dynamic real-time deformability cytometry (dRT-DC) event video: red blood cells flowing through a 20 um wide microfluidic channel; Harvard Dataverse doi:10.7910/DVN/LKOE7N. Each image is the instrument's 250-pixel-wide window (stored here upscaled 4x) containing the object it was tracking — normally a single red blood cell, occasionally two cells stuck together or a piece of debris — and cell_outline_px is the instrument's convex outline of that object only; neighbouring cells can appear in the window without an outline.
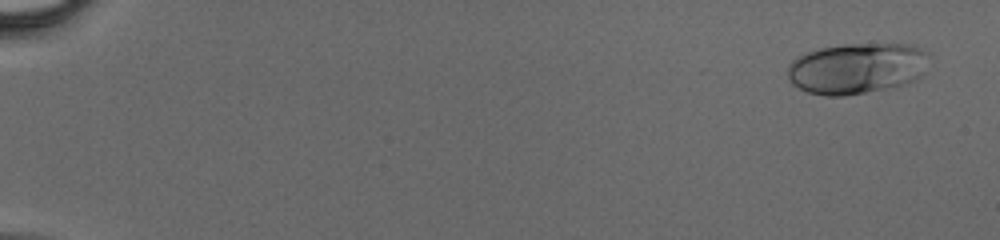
{"species": "human", "species_latin": "Homo sapiens", "temperature_condition": "cold", "stored_images_in_passage": 47, "camera_frame_rate_fps": 3000, "um_per_image_px": 0.085, "donor": {"sex": "male"}, "frame": {"image": 1, "passage_image": 3, "time_ms": 0.667, "image_size_px": [1000, 240], "cell_outline_px": [[924, 72], [920, 76], [912, 80], [900, 84], [864, 92], [844, 96], [824, 96], [808, 92], [792, 84], [788, 76], [788, 64], [792, 60], [804, 52], [820, 48], [844, 44], [908, 44], [924, 52]], "centroid_in_image_um": [72.71, 5.8], "position_along_channel_um": 12.3, "area_um2": 41.15}}
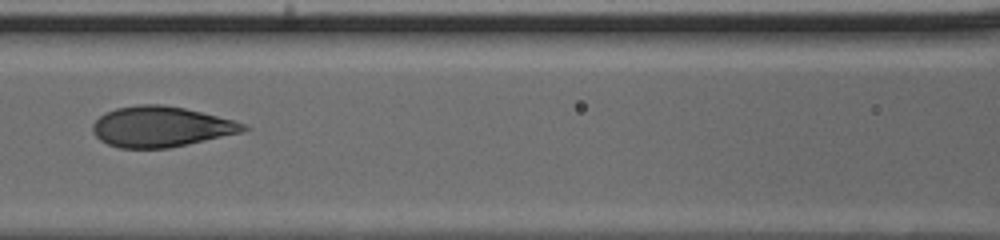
{"frame": {"image": 2, "passage_image": 24, "time_ms": 7.667, "image_size_px": [1000, 240], "cell_outline_px": [[252, 128], [240, 132], [188, 144], [168, 148], [120, 148], [108, 144], [100, 140], [92, 132], [92, 124], [104, 112], [116, 108], [136, 104], [160, 104], [184, 108], [232, 120], [244, 124]], "centroid_in_image_um": [13.63, 10.76], "position_along_channel_um": 153.0, "area_um2": 35.37}}
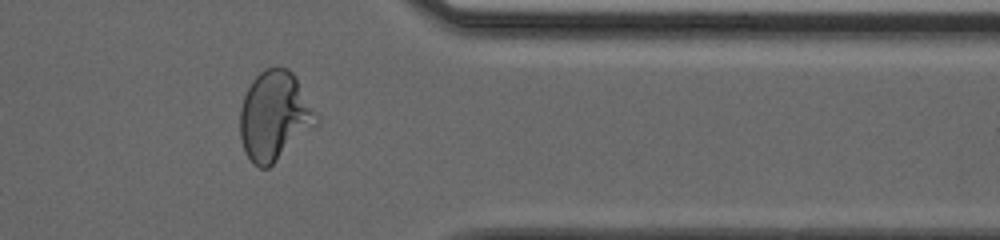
{"frame": {"image": 3, "passage_image": 40, "time_ms": 13.0, "image_size_px": [1000, 240], "cell_outline_px": [[316, 124], [268, 168], [260, 168], [252, 164], [244, 152], [240, 136], [240, 108], [244, 96], [252, 80], [260, 72], [268, 68], [288, 68], [292, 72], [312, 112]], "centroid_in_image_um": [23.22, 9.89], "position_along_channel_um": 388.2, "area_um2": 38.21}}